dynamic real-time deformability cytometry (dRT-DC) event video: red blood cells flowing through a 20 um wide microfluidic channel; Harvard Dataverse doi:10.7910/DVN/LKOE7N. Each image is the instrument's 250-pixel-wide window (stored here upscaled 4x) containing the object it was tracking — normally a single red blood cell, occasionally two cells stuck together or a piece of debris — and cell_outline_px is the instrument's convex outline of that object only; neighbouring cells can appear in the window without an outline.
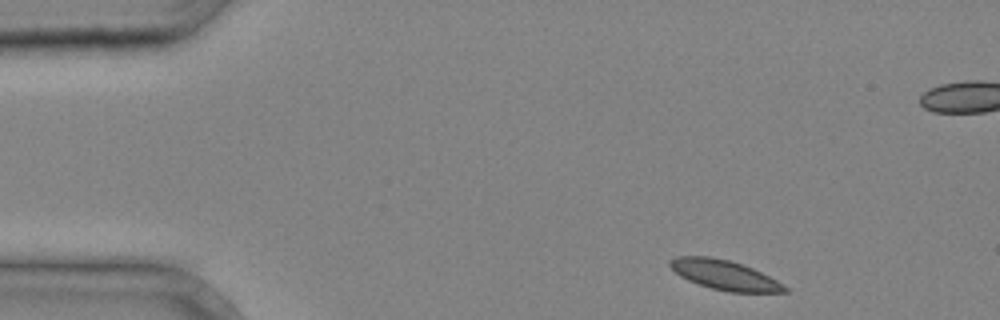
{"species": "common noctule bat (a hibernating species)", "species_latin": "Nyctalus noctula", "temperature_condition": "cold", "stored_images_in_passage": 3, "camera_frame_rate_fps": 3000, "um_per_image_px": 0.085, "animal": {"sex": "male", "body_mass_g": 20.4}, "frame": {"image": 1, "passage_image": 1, "time_ms": 0.0, "image_size_px": [1000, 320], "cell_outline_px": [[788, 292], [728, 292], [712, 288], [688, 280], [680, 276], [668, 264], [668, 260], [676, 256], [708, 256], [728, 260], [752, 268], [776, 280], [788, 288]], "centroid_in_image_um": [61.55, 23.37], "position_along_channel_um": 23.4, "area_um2": 19.54}}